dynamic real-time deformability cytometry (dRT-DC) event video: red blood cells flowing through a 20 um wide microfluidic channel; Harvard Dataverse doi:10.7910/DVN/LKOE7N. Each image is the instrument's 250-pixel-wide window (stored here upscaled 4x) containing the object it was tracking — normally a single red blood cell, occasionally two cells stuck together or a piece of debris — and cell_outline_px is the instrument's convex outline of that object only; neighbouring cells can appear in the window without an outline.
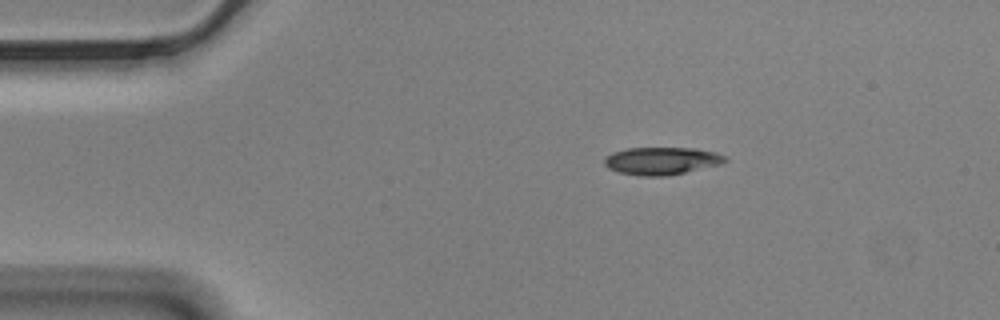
{"species": "Egyptian fruit bat (a non-hibernating species)", "species_latin": "Rousettus aegyptiacus", "temperature_condition": "cold", "stored_images_in_passage": 48, "camera_frame_rate_fps": 3000, "um_per_image_px": 0.085, "animal": {"sex": "male"}, "frame": {"image": 1, "passage_image": 1, "time_ms": 0.0, "image_size_px": [1000, 320], "cell_outline_px": [[728, 160], [720, 164], [668, 176], [640, 176], [620, 172], [608, 168], [604, 164], [604, 156], [612, 152], [628, 148], [696, 148], [716, 152], [728, 156]], "centroid_in_image_um": [56.24, 13.67], "position_along_channel_um": 28.8, "area_um2": 19.54}}
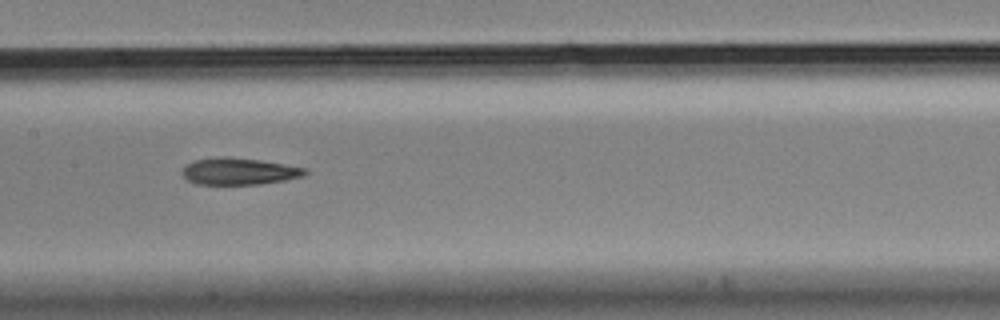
{"frame": {"image": 2, "passage_image": 19, "time_ms": 6.0, "image_size_px": [1000, 320], "cell_outline_px": [[308, 172], [304, 176], [284, 180], [260, 184], [196, 184], [188, 180], [180, 172], [192, 160], [224, 156], [228, 156], [260, 160], [308, 168]], "centroid_in_image_um": [20.33, 14.55], "position_along_channel_um": 187.1, "area_um2": 19.25}}
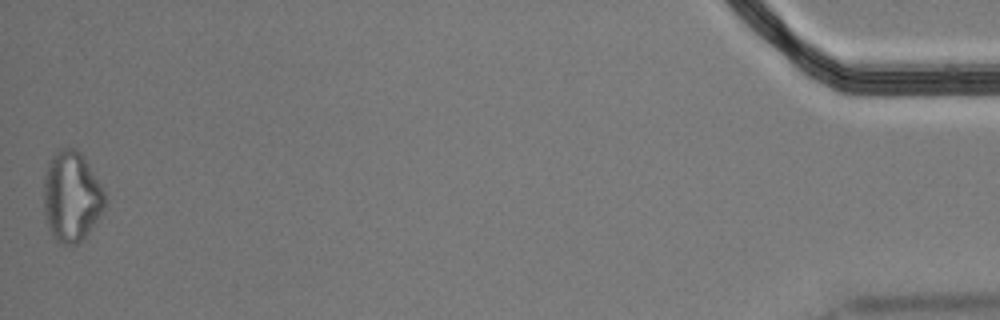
{"frame": {"image": 3, "passage_image": 48, "time_ms": 15.667, "image_size_px": [1000, 320], "cell_outline_px": [[108, 200], [104, 208], [84, 240], [76, 244], [60, 244], [52, 236], [48, 228], [44, 212], [44, 176], [48, 164], [56, 148], [76, 148], [84, 156], [104, 188]], "centroid_in_image_um": [6.1, 16.7], "position_along_channel_um": 429.1, "area_um2": 32.83}}